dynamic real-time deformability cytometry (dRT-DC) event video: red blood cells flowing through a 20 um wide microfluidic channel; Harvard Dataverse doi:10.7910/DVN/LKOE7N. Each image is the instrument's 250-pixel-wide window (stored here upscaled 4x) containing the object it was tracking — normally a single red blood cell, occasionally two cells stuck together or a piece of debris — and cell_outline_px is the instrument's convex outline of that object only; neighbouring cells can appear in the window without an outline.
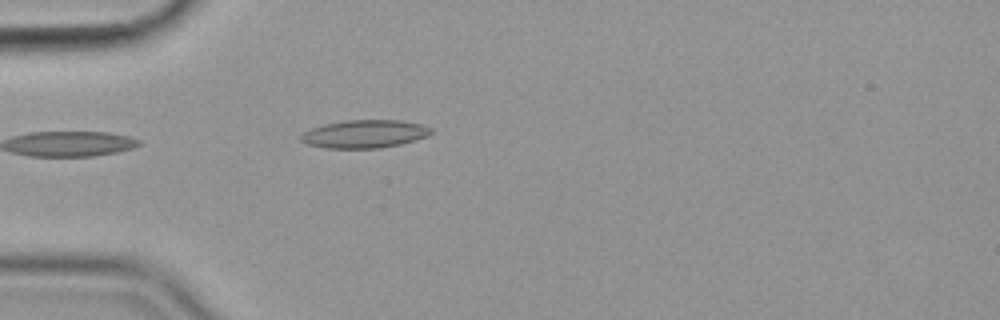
{"species": "common noctule bat (a hibernating species)", "species_latin": "Nyctalus noctula", "temperature_condition": "cold", "stored_images_in_passage": 5, "camera_frame_rate_fps": 3000, "um_per_image_px": 0.085, "animal": {"sex": "female", "body_mass_g": 19.9}, "frame": {"image": 1, "passage_image": 1, "time_ms": 0.0, "image_size_px": [1000, 320], "cell_outline_px": [[432, 132], [428, 136], [416, 140], [400, 144], [380, 148], [324, 148], [308, 144], [300, 140], [300, 136], [304, 132], [312, 128], [324, 124], [344, 120], [400, 120], [420, 124], [432, 128]], "centroid_in_image_um": [31.0, 11.38], "position_along_channel_um": 54.0, "area_um2": 21.27}}